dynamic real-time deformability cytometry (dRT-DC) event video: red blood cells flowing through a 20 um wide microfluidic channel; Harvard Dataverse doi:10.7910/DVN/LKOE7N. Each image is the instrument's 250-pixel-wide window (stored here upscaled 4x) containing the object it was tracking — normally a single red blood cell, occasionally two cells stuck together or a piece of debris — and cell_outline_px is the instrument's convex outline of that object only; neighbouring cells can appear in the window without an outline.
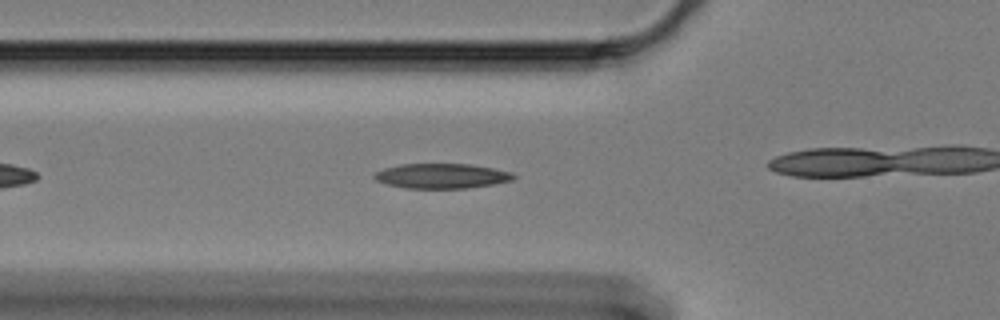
{"species": "Egyptian fruit bat (a non-hibernating species)", "species_latin": "Rousettus aegyptiacus", "temperature_condition": "cold", "stored_images_in_passage": 20, "camera_frame_rate_fps": 3000, "um_per_image_px": 0.085, "animal": {"sex": "female"}, "frame": {"image": 1, "passage_image": 9, "time_ms": 2.667, "image_size_px": [1000, 320], "cell_outline_px": [[516, 176], [512, 180], [492, 184], [464, 188], [408, 188], [388, 184], [376, 180], [372, 176], [376, 172], [384, 168], [400, 164], [472, 164], [512, 172]], "centroid_in_image_um": [37.53, 14.95], "position_along_channel_um": 88.3, "area_um2": 20.0}}
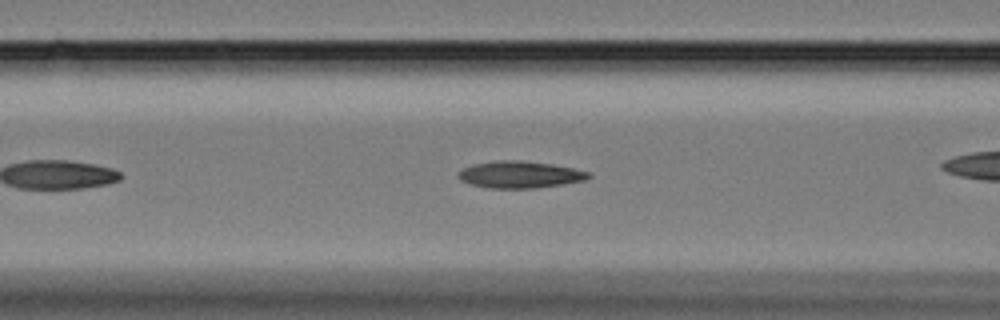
{"frame": {"image": 2, "passage_image": 12, "time_ms": 3.667, "image_size_px": [1000, 320], "cell_outline_px": [[592, 176], [584, 180], [536, 188], [488, 188], [472, 184], [460, 180], [456, 176], [456, 172], [472, 164], [500, 160], [520, 160], [552, 164], [572, 168], [588, 172]], "centroid_in_image_um": [44.13, 14.83], "position_along_channel_um": 122.5, "area_um2": 20.29}}